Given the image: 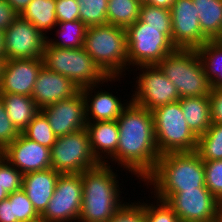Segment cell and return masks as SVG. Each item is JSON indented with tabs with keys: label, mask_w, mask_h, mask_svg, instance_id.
Returning a JSON list of instances; mask_svg holds the SVG:
<instances>
[{
	"label": "cell",
	"mask_w": 222,
	"mask_h": 222,
	"mask_svg": "<svg viewBox=\"0 0 222 222\" xmlns=\"http://www.w3.org/2000/svg\"><path fill=\"white\" fill-rule=\"evenodd\" d=\"M116 121L118 146L109 160L143 181L154 170L160 157L152 112L129 102Z\"/></svg>",
	"instance_id": "obj_1"
},
{
	"label": "cell",
	"mask_w": 222,
	"mask_h": 222,
	"mask_svg": "<svg viewBox=\"0 0 222 222\" xmlns=\"http://www.w3.org/2000/svg\"><path fill=\"white\" fill-rule=\"evenodd\" d=\"M142 182L153 187L151 197L160 200L169 193L206 187L203 160L196 151L160 155L154 170Z\"/></svg>",
	"instance_id": "obj_2"
},
{
	"label": "cell",
	"mask_w": 222,
	"mask_h": 222,
	"mask_svg": "<svg viewBox=\"0 0 222 222\" xmlns=\"http://www.w3.org/2000/svg\"><path fill=\"white\" fill-rule=\"evenodd\" d=\"M111 166L110 163H100L80 173L83 197L78 222H108L126 203L124 197L123 200L120 197L123 191L119 190V175Z\"/></svg>",
	"instance_id": "obj_3"
},
{
	"label": "cell",
	"mask_w": 222,
	"mask_h": 222,
	"mask_svg": "<svg viewBox=\"0 0 222 222\" xmlns=\"http://www.w3.org/2000/svg\"><path fill=\"white\" fill-rule=\"evenodd\" d=\"M83 48L107 77H125L128 70V46L126 30L106 24L90 26L84 38ZM125 72V73H124Z\"/></svg>",
	"instance_id": "obj_4"
},
{
	"label": "cell",
	"mask_w": 222,
	"mask_h": 222,
	"mask_svg": "<svg viewBox=\"0 0 222 222\" xmlns=\"http://www.w3.org/2000/svg\"><path fill=\"white\" fill-rule=\"evenodd\" d=\"M42 58L46 68L69 78L79 89L122 78L107 77L84 48H59L46 41Z\"/></svg>",
	"instance_id": "obj_5"
},
{
	"label": "cell",
	"mask_w": 222,
	"mask_h": 222,
	"mask_svg": "<svg viewBox=\"0 0 222 222\" xmlns=\"http://www.w3.org/2000/svg\"><path fill=\"white\" fill-rule=\"evenodd\" d=\"M157 66L173 83L180 98L207 96L211 84L196 49H176Z\"/></svg>",
	"instance_id": "obj_6"
},
{
	"label": "cell",
	"mask_w": 222,
	"mask_h": 222,
	"mask_svg": "<svg viewBox=\"0 0 222 222\" xmlns=\"http://www.w3.org/2000/svg\"><path fill=\"white\" fill-rule=\"evenodd\" d=\"M151 112L160 155L196 151L198 137L189 128L179 101L156 107Z\"/></svg>",
	"instance_id": "obj_7"
},
{
	"label": "cell",
	"mask_w": 222,
	"mask_h": 222,
	"mask_svg": "<svg viewBox=\"0 0 222 222\" xmlns=\"http://www.w3.org/2000/svg\"><path fill=\"white\" fill-rule=\"evenodd\" d=\"M128 69L131 66L157 65L177 48L163 33V28H154L139 19L127 27Z\"/></svg>",
	"instance_id": "obj_8"
},
{
	"label": "cell",
	"mask_w": 222,
	"mask_h": 222,
	"mask_svg": "<svg viewBox=\"0 0 222 222\" xmlns=\"http://www.w3.org/2000/svg\"><path fill=\"white\" fill-rule=\"evenodd\" d=\"M99 164L91 152L85 128L57 137L52 145L51 165L61 174H80Z\"/></svg>",
	"instance_id": "obj_9"
},
{
	"label": "cell",
	"mask_w": 222,
	"mask_h": 222,
	"mask_svg": "<svg viewBox=\"0 0 222 222\" xmlns=\"http://www.w3.org/2000/svg\"><path fill=\"white\" fill-rule=\"evenodd\" d=\"M137 69H140V73L136 76L137 86L130 98L131 102L152 111L156 107L180 100L176 87L157 65L138 66L136 71Z\"/></svg>",
	"instance_id": "obj_10"
},
{
	"label": "cell",
	"mask_w": 222,
	"mask_h": 222,
	"mask_svg": "<svg viewBox=\"0 0 222 222\" xmlns=\"http://www.w3.org/2000/svg\"><path fill=\"white\" fill-rule=\"evenodd\" d=\"M81 174H61L46 209L41 214L48 222H78L82 206Z\"/></svg>",
	"instance_id": "obj_11"
},
{
	"label": "cell",
	"mask_w": 222,
	"mask_h": 222,
	"mask_svg": "<svg viewBox=\"0 0 222 222\" xmlns=\"http://www.w3.org/2000/svg\"><path fill=\"white\" fill-rule=\"evenodd\" d=\"M181 222H209L222 210L220 203L207 187L169 193L164 199Z\"/></svg>",
	"instance_id": "obj_12"
},
{
	"label": "cell",
	"mask_w": 222,
	"mask_h": 222,
	"mask_svg": "<svg viewBox=\"0 0 222 222\" xmlns=\"http://www.w3.org/2000/svg\"><path fill=\"white\" fill-rule=\"evenodd\" d=\"M5 60L41 58L47 41L32 23L20 15L5 31Z\"/></svg>",
	"instance_id": "obj_13"
},
{
	"label": "cell",
	"mask_w": 222,
	"mask_h": 222,
	"mask_svg": "<svg viewBox=\"0 0 222 222\" xmlns=\"http://www.w3.org/2000/svg\"><path fill=\"white\" fill-rule=\"evenodd\" d=\"M170 12L172 43L177 49H197L208 41L201 31L193 0H175Z\"/></svg>",
	"instance_id": "obj_14"
},
{
	"label": "cell",
	"mask_w": 222,
	"mask_h": 222,
	"mask_svg": "<svg viewBox=\"0 0 222 222\" xmlns=\"http://www.w3.org/2000/svg\"><path fill=\"white\" fill-rule=\"evenodd\" d=\"M43 58L4 60L0 74V94L32 96Z\"/></svg>",
	"instance_id": "obj_15"
},
{
	"label": "cell",
	"mask_w": 222,
	"mask_h": 222,
	"mask_svg": "<svg viewBox=\"0 0 222 222\" xmlns=\"http://www.w3.org/2000/svg\"><path fill=\"white\" fill-rule=\"evenodd\" d=\"M50 127L57 137L86 127L85 100L81 90L74 96L43 107Z\"/></svg>",
	"instance_id": "obj_16"
},
{
	"label": "cell",
	"mask_w": 222,
	"mask_h": 222,
	"mask_svg": "<svg viewBox=\"0 0 222 222\" xmlns=\"http://www.w3.org/2000/svg\"><path fill=\"white\" fill-rule=\"evenodd\" d=\"M22 174L49 169L51 149L19 134L1 153Z\"/></svg>",
	"instance_id": "obj_17"
},
{
	"label": "cell",
	"mask_w": 222,
	"mask_h": 222,
	"mask_svg": "<svg viewBox=\"0 0 222 222\" xmlns=\"http://www.w3.org/2000/svg\"><path fill=\"white\" fill-rule=\"evenodd\" d=\"M79 91L80 89L69 78L43 65L38 72L31 97L41 110L50 104L68 99Z\"/></svg>",
	"instance_id": "obj_18"
},
{
	"label": "cell",
	"mask_w": 222,
	"mask_h": 222,
	"mask_svg": "<svg viewBox=\"0 0 222 222\" xmlns=\"http://www.w3.org/2000/svg\"><path fill=\"white\" fill-rule=\"evenodd\" d=\"M99 85L100 84H95L80 89L85 100L86 121L97 122L117 120L123 110L129 105L128 102H131V100L123 102L121 98H118L113 95L112 92L105 90H98L96 92L95 90L96 88H99ZM91 93H94V95ZM121 102H123V104Z\"/></svg>",
	"instance_id": "obj_19"
},
{
	"label": "cell",
	"mask_w": 222,
	"mask_h": 222,
	"mask_svg": "<svg viewBox=\"0 0 222 222\" xmlns=\"http://www.w3.org/2000/svg\"><path fill=\"white\" fill-rule=\"evenodd\" d=\"M60 175L52 167L23 174L22 189L39 215L44 212L53 196Z\"/></svg>",
	"instance_id": "obj_20"
},
{
	"label": "cell",
	"mask_w": 222,
	"mask_h": 222,
	"mask_svg": "<svg viewBox=\"0 0 222 222\" xmlns=\"http://www.w3.org/2000/svg\"><path fill=\"white\" fill-rule=\"evenodd\" d=\"M93 156L101 164H109L118 146L119 128L117 121L87 122L85 127ZM104 155V156H103ZM107 155V156H106Z\"/></svg>",
	"instance_id": "obj_21"
},
{
	"label": "cell",
	"mask_w": 222,
	"mask_h": 222,
	"mask_svg": "<svg viewBox=\"0 0 222 222\" xmlns=\"http://www.w3.org/2000/svg\"><path fill=\"white\" fill-rule=\"evenodd\" d=\"M180 107L184 118L197 136L203 135L212 124L209 95L180 98Z\"/></svg>",
	"instance_id": "obj_22"
},
{
	"label": "cell",
	"mask_w": 222,
	"mask_h": 222,
	"mask_svg": "<svg viewBox=\"0 0 222 222\" xmlns=\"http://www.w3.org/2000/svg\"><path fill=\"white\" fill-rule=\"evenodd\" d=\"M10 121L21 133L36 116L40 109L30 96L20 94H0Z\"/></svg>",
	"instance_id": "obj_23"
},
{
	"label": "cell",
	"mask_w": 222,
	"mask_h": 222,
	"mask_svg": "<svg viewBox=\"0 0 222 222\" xmlns=\"http://www.w3.org/2000/svg\"><path fill=\"white\" fill-rule=\"evenodd\" d=\"M203 35L222 40V0H193Z\"/></svg>",
	"instance_id": "obj_24"
},
{
	"label": "cell",
	"mask_w": 222,
	"mask_h": 222,
	"mask_svg": "<svg viewBox=\"0 0 222 222\" xmlns=\"http://www.w3.org/2000/svg\"><path fill=\"white\" fill-rule=\"evenodd\" d=\"M55 6V0H31L20 16L48 37L46 33L57 27Z\"/></svg>",
	"instance_id": "obj_25"
},
{
	"label": "cell",
	"mask_w": 222,
	"mask_h": 222,
	"mask_svg": "<svg viewBox=\"0 0 222 222\" xmlns=\"http://www.w3.org/2000/svg\"><path fill=\"white\" fill-rule=\"evenodd\" d=\"M212 89L222 88V40H208L196 49Z\"/></svg>",
	"instance_id": "obj_26"
},
{
	"label": "cell",
	"mask_w": 222,
	"mask_h": 222,
	"mask_svg": "<svg viewBox=\"0 0 222 222\" xmlns=\"http://www.w3.org/2000/svg\"><path fill=\"white\" fill-rule=\"evenodd\" d=\"M58 28L55 30L60 38L53 39L47 37V42L54 47L59 48H83L84 38L87 32V26L81 20L57 22Z\"/></svg>",
	"instance_id": "obj_27"
},
{
	"label": "cell",
	"mask_w": 222,
	"mask_h": 222,
	"mask_svg": "<svg viewBox=\"0 0 222 222\" xmlns=\"http://www.w3.org/2000/svg\"><path fill=\"white\" fill-rule=\"evenodd\" d=\"M140 7L138 0H108V24L126 29L139 19Z\"/></svg>",
	"instance_id": "obj_28"
},
{
	"label": "cell",
	"mask_w": 222,
	"mask_h": 222,
	"mask_svg": "<svg viewBox=\"0 0 222 222\" xmlns=\"http://www.w3.org/2000/svg\"><path fill=\"white\" fill-rule=\"evenodd\" d=\"M196 152L203 161L222 159V124L212 123L208 130L198 137Z\"/></svg>",
	"instance_id": "obj_29"
},
{
	"label": "cell",
	"mask_w": 222,
	"mask_h": 222,
	"mask_svg": "<svg viewBox=\"0 0 222 222\" xmlns=\"http://www.w3.org/2000/svg\"><path fill=\"white\" fill-rule=\"evenodd\" d=\"M21 133L28 139L50 149L57 139V136L50 127L48 118L41 110Z\"/></svg>",
	"instance_id": "obj_30"
},
{
	"label": "cell",
	"mask_w": 222,
	"mask_h": 222,
	"mask_svg": "<svg viewBox=\"0 0 222 222\" xmlns=\"http://www.w3.org/2000/svg\"><path fill=\"white\" fill-rule=\"evenodd\" d=\"M139 20L154 28H163V33L172 41V20L169 9L141 3Z\"/></svg>",
	"instance_id": "obj_31"
},
{
	"label": "cell",
	"mask_w": 222,
	"mask_h": 222,
	"mask_svg": "<svg viewBox=\"0 0 222 222\" xmlns=\"http://www.w3.org/2000/svg\"><path fill=\"white\" fill-rule=\"evenodd\" d=\"M79 3V20L87 27L108 24V0H76Z\"/></svg>",
	"instance_id": "obj_32"
},
{
	"label": "cell",
	"mask_w": 222,
	"mask_h": 222,
	"mask_svg": "<svg viewBox=\"0 0 222 222\" xmlns=\"http://www.w3.org/2000/svg\"><path fill=\"white\" fill-rule=\"evenodd\" d=\"M8 198L11 201L12 222H27L39 216L23 189L9 194Z\"/></svg>",
	"instance_id": "obj_33"
},
{
	"label": "cell",
	"mask_w": 222,
	"mask_h": 222,
	"mask_svg": "<svg viewBox=\"0 0 222 222\" xmlns=\"http://www.w3.org/2000/svg\"><path fill=\"white\" fill-rule=\"evenodd\" d=\"M156 201H153L156 205L153 202L151 204L138 201L143 207L145 222H181L174 210L165 201L160 199Z\"/></svg>",
	"instance_id": "obj_34"
},
{
	"label": "cell",
	"mask_w": 222,
	"mask_h": 222,
	"mask_svg": "<svg viewBox=\"0 0 222 222\" xmlns=\"http://www.w3.org/2000/svg\"><path fill=\"white\" fill-rule=\"evenodd\" d=\"M23 174L0 154V185L8 194L22 189Z\"/></svg>",
	"instance_id": "obj_35"
},
{
	"label": "cell",
	"mask_w": 222,
	"mask_h": 222,
	"mask_svg": "<svg viewBox=\"0 0 222 222\" xmlns=\"http://www.w3.org/2000/svg\"><path fill=\"white\" fill-rule=\"evenodd\" d=\"M205 185L213 196L222 203V159L203 161Z\"/></svg>",
	"instance_id": "obj_36"
},
{
	"label": "cell",
	"mask_w": 222,
	"mask_h": 222,
	"mask_svg": "<svg viewBox=\"0 0 222 222\" xmlns=\"http://www.w3.org/2000/svg\"><path fill=\"white\" fill-rule=\"evenodd\" d=\"M20 132L10 121L4 103L0 98V153L19 136Z\"/></svg>",
	"instance_id": "obj_37"
},
{
	"label": "cell",
	"mask_w": 222,
	"mask_h": 222,
	"mask_svg": "<svg viewBox=\"0 0 222 222\" xmlns=\"http://www.w3.org/2000/svg\"><path fill=\"white\" fill-rule=\"evenodd\" d=\"M108 222H145L143 207L138 202H126Z\"/></svg>",
	"instance_id": "obj_38"
},
{
	"label": "cell",
	"mask_w": 222,
	"mask_h": 222,
	"mask_svg": "<svg viewBox=\"0 0 222 222\" xmlns=\"http://www.w3.org/2000/svg\"><path fill=\"white\" fill-rule=\"evenodd\" d=\"M55 2L58 22L79 20V3L76 0H55Z\"/></svg>",
	"instance_id": "obj_39"
},
{
	"label": "cell",
	"mask_w": 222,
	"mask_h": 222,
	"mask_svg": "<svg viewBox=\"0 0 222 222\" xmlns=\"http://www.w3.org/2000/svg\"><path fill=\"white\" fill-rule=\"evenodd\" d=\"M209 99L212 123L222 124V88L211 89Z\"/></svg>",
	"instance_id": "obj_40"
},
{
	"label": "cell",
	"mask_w": 222,
	"mask_h": 222,
	"mask_svg": "<svg viewBox=\"0 0 222 222\" xmlns=\"http://www.w3.org/2000/svg\"><path fill=\"white\" fill-rule=\"evenodd\" d=\"M18 15L6 0H0V30L10 27Z\"/></svg>",
	"instance_id": "obj_41"
},
{
	"label": "cell",
	"mask_w": 222,
	"mask_h": 222,
	"mask_svg": "<svg viewBox=\"0 0 222 222\" xmlns=\"http://www.w3.org/2000/svg\"><path fill=\"white\" fill-rule=\"evenodd\" d=\"M0 222H12L11 201L9 198L0 201Z\"/></svg>",
	"instance_id": "obj_42"
},
{
	"label": "cell",
	"mask_w": 222,
	"mask_h": 222,
	"mask_svg": "<svg viewBox=\"0 0 222 222\" xmlns=\"http://www.w3.org/2000/svg\"><path fill=\"white\" fill-rule=\"evenodd\" d=\"M12 8L20 15L31 0H6Z\"/></svg>",
	"instance_id": "obj_43"
},
{
	"label": "cell",
	"mask_w": 222,
	"mask_h": 222,
	"mask_svg": "<svg viewBox=\"0 0 222 222\" xmlns=\"http://www.w3.org/2000/svg\"><path fill=\"white\" fill-rule=\"evenodd\" d=\"M174 1L175 0H147L145 3L151 6L162 7L170 10Z\"/></svg>",
	"instance_id": "obj_44"
},
{
	"label": "cell",
	"mask_w": 222,
	"mask_h": 222,
	"mask_svg": "<svg viewBox=\"0 0 222 222\" xmlns=\"http://www.w3.org/2000/svg\"><path fill=\"white\" fill-rule=\"evenodd\" d=\"M0 58L5 60V34L3 30H0Z\"/></svg>",
	"instance_id": "obj_45"
},
{
	"label": "cell",
	"mask_w": 222,
	"mask_h": 222,
	"mask_svg": "<svg viewBox=\"0 0 222 222\" xmlns=\"http://www.w3.org/2000/svg\"><path fill=\"white\" fill-rule=\"evenodd\" d=\"M8 193L5 191V188H3L1 185H0V201L4 200V199H7L8 198Z\"/></svg>",
	"instance_id": "obj_46"
},
{
	"label": "cell",
	"mask_w": 222,
	"mask_h": 222,
	"mask_svg": "<svg viewBox=\"0 0 222 222\" xmlns=\"http://www.w3.org/2000/svg\"><path fill=\"white\" fill-rule=\"evenodd\" d=\"M27 222H48L44 217L39 215L37 218H34L32 220H28Z\"/></svg>",
	"instance_id": "obj_47"
},
{
	"label": "cell",
	"mask_w": 222,
	"mask_h": 222,
	"mask_svg": "<svg viewBox=\"0 0 222 222\" xmlns=\"http://www.w3.org/2000/svg\"><path fill=\"white\" fill-rule=\"evenodd\" d=\"M214 222H222V210L218 213V215L214 219Z\"/></svg>",
	"instance_id": "obj_48"
},
{
	"label": "cell",
	"mask_w": 222,
	"mask_h": 222,
	"mask_svg": "<svg viewBox=\"0 0 222 222\" xmlns=\"http://www.w3.org/2000/svg\"><path fill=\"white\" fill-rule=\"evenodd\" d=\"M2 64H3V60L0 58V74H1Z\"/></svg>",
	"instance_id": "obj_49"
},
{
	"label": "cell",
	"mask_w": 222,
	"mask_h": 222,
	"mask_svg": "<svg viewBox=\"0 0 222 222\" xmlns=\"http://www.w3.org/2000/svg\"><path fill=\"white\" fill-rule=\"evenodd\" d=\"M140 3H145L147 0H138Z\"/></svg>",
	"instance_id": "obj_50"
}]
</instances>
